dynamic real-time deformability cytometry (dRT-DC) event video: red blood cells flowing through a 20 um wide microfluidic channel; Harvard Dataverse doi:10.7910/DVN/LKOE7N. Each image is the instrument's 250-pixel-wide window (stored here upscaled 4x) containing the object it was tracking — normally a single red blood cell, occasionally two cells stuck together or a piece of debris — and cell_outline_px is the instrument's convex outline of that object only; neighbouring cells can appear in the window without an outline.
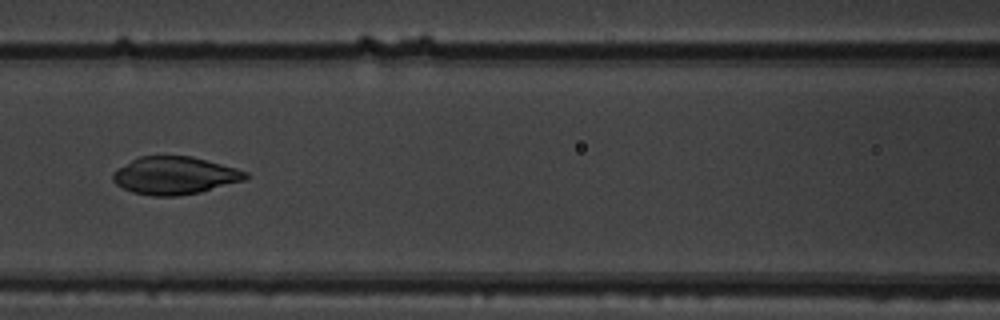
{"species": "common noctule bat (a hibernating species)", "species_latin": "Nyctalus noctula", "temperature_condition": "warm", "stored_images_in_passage": 9, "camera_frame_rate_fps": 3000, "um_per_image_px": 0.085, "animal": {"sex": "male", "body_mass_g": 19.5, "forearm_length_mm": 54.6}, "frame": {"image": 1, "passage_image": 6, "time_ms": 1.667, "image_size_px": [1000, 320], "cell_outline_px": [[248, 176], [244, 180], [200, 192], [176, 196], [152, 196], [132, 192], [116, 184], [112, 180], [112, 172], [116, 168], [140, 156], [192, 156], [236, 168], [248, 172]], "centroid_in_image_um": [14.82, 14.92], "position_along_channel_um": 151.8, "area_um2": 29.07}}
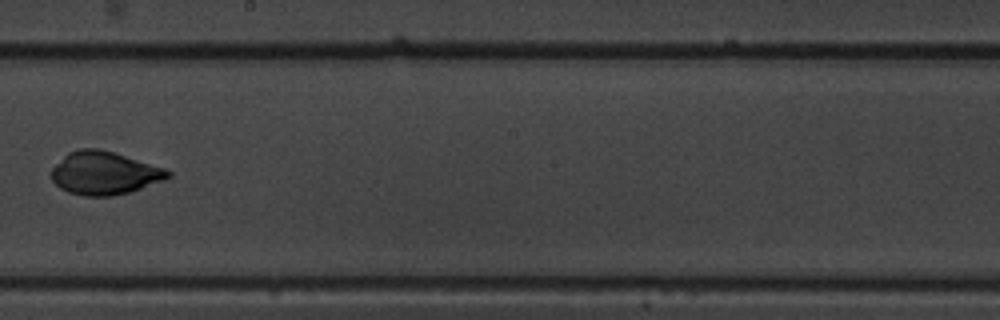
{"frame": {"image": 2, "passage_image": 8, "time_ms": 2.333, "image_size_px": [1000, 320], "cell_outline_px": [[172, 176], [164, 180], [128, 192], [112, 196], [84, 196], [68, 192], [60, 188], [52, 180], [52, 168], [68, 152], [80, 148], [96, 148], [112, 152], [164, 168], [172, 172]], "centroid_in_image_um": [8.86, 14.72], "position_along_channel_um": 239.3, "area_um2": 28.9}}
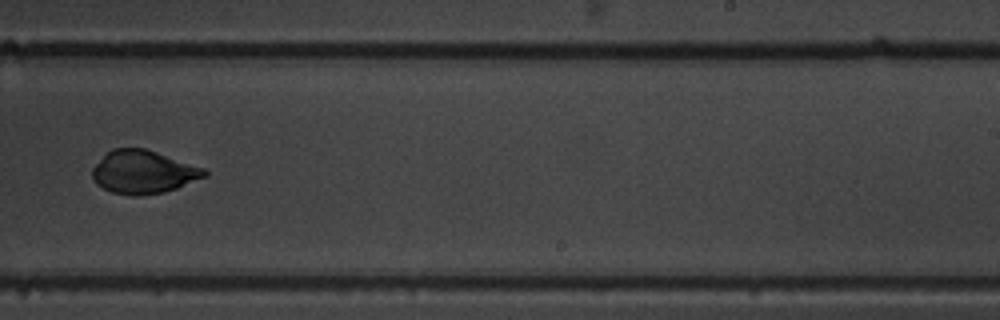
{"frame": {"image": 3, "passage_image": 9, "time_ms": 2.667, "image_size_px": [1000, 320], "cell_outline_px": [[208, 176], [176, 188], [164, 192], [136, 196], [132, 196], [112, 192], [96, 184], [92, 180], [92, 168], [112, 148], [144, 148], [204, 168], [208, 172]], "centroid_in_image_um": [12.18, 14.63], "position_along_channel_um": 276.8, "area_um2": 28.03}}